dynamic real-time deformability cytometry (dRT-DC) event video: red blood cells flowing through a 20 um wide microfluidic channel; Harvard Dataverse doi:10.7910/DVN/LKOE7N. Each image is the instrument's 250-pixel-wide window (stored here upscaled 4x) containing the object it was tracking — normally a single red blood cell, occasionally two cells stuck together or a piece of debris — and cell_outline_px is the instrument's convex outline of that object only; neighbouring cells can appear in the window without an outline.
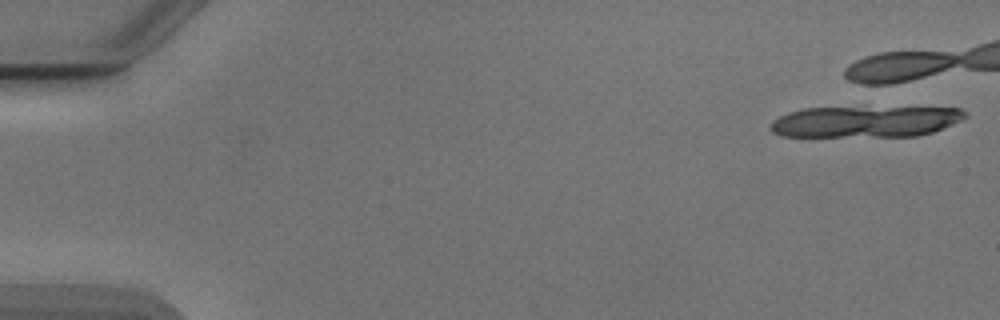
{"species": "Egyptian fruit bat (a non-hibernating species)", "species_latin": "Rousettus aegyptiacus", "temperature_condition": "cold", "stored_images_in_passage": 12, "camera_frame_rate_fps": 3000, "um_per_image_px": 0.085, "animal": {"sex": "male"}, "frame": {"image": 1, "passage_image": 1, "time_ms": 0.0, "image_size_px": [1000, 320], "cell_outline_px": [[968, 116], [952, 124], [932, 132], [916, 136], [780, 136], [772, 132], [772, 120], [788, 112], [804, 108], [960, 108], [968, 112]], "centroid_in_image_um": [73.55, 10.34], "position_along_channel_um": 11.4, "area_um2": 35.03}}